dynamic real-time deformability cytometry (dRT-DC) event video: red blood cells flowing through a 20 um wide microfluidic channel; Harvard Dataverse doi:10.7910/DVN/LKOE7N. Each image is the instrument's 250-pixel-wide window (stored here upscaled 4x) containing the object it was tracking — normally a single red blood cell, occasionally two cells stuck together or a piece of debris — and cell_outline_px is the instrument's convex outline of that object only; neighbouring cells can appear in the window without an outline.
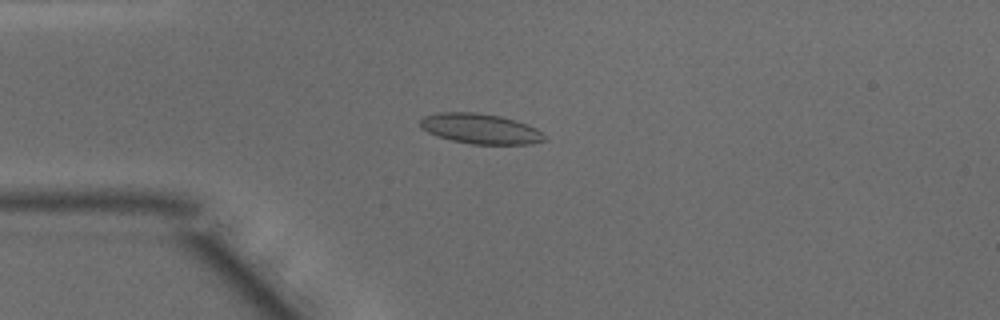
{"species": "common noctule bat (a hibernating species)", "species_latin": "Nyctalus noctula", "temperature_condition": "warm", "stored_images_in_passage": 48, "camera_frame_rate_fps": 3000, "um_per_image_px": 0.085, "animal": {"sex": "male", "body_mass_g": 15.6}, "frame": {"image": 1, "passage_image": 12, "time_ms": 3.667, "image_size_px": [1000, 320], "cell_outline_px": [[548, 140], [528, 144], [472, 144], [452, 140], [436, 136], [420, 128], [420, 120], [424, 116], [436, 112], [476, 112], [500, 116], [516, 120], [528, 124], [544, 132]], "centroid_in_image_um": [40.85, 10.94], "position_along_channel_um": 44.1, "area_um2": 22.14}}
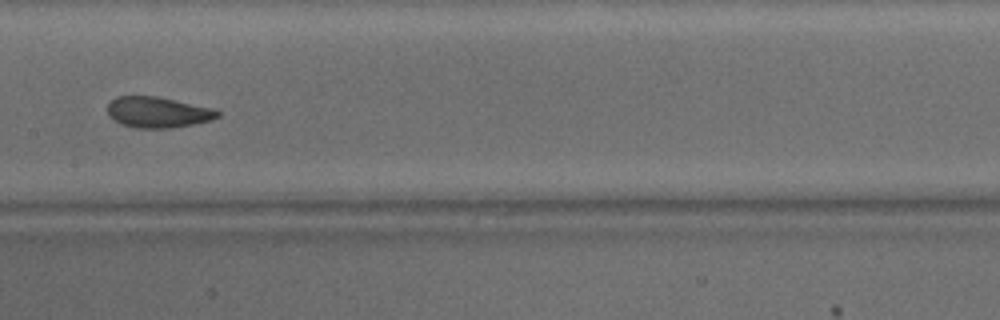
{"frame": {"image": 2, "passage_image": 24, "time_ms": 7.667, "image_size_px": [1000, 320], "cell_outline_px": [[220, 116], [212, 120], [192, 124], [168, 128], [136, 128], [120, 124], [112, 120], [108, 116], [108, 104], [116, 96], [156, 96], [212, 108], [220, 112]], "centroid_in_image_um": [13.38, 9.55], "position_along_channel_um": 194.0, "area_um2": 19.77}}
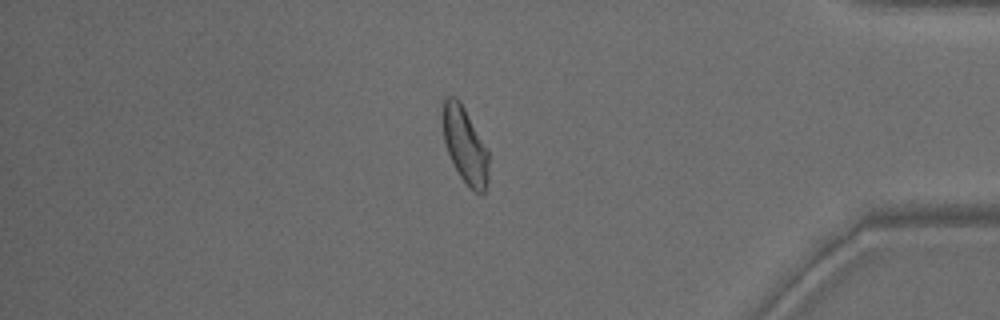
{"frame": {"image": 3, "passage_image": 41, "time_ms": 13.333, "image_size_px": [1000, 320], "cell_outline_px": [[488, 180], [484, 192], [476, 192], [468, 188], [460, 176], [448, 152], [444, 140], [440, 120], [440, 112], [444, 96], [456, 96], [460, 100], [488, 148]], "centroid_in_image_um": [39.49, 12.26], "position_along_channel_um": 395.7, "area_um2": 20.92}, "authors_computed_cell_mechanics": {"area_um2": 20.8947, "velocity_mm_per_s": 4.1459, "shape_relaxation_time_tau1_ms": 5.068, "shape_relaxation_time_tau2_ms": 1.7876, "deformation_change_tau1": 0.1343, "deformation_change_tau2": 0.0624}}